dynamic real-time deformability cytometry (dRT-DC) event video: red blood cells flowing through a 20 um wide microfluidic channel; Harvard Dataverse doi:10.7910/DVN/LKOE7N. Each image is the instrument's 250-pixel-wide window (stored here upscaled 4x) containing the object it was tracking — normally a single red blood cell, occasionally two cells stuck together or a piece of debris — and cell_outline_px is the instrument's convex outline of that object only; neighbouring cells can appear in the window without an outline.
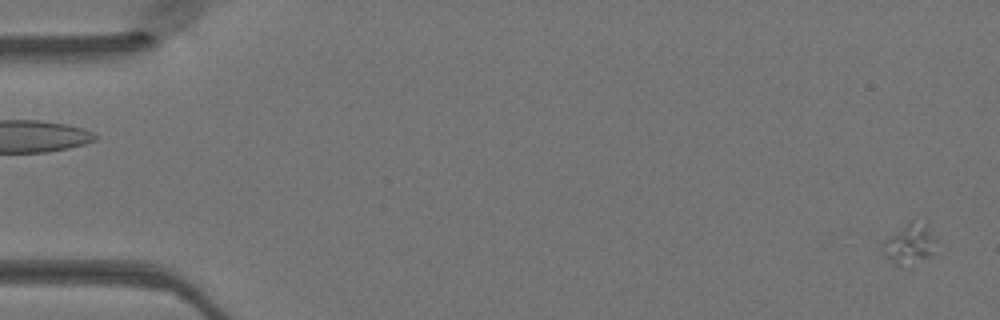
{"species": "Egyptian fruit bat (a non-hibernating species)", "species_latin": "Rousettus aegyptiacus", "temperature_condition": "warm", "stored_images_in_passage": 27, "camera_frame_rate_fps": 3000, "um_per_image_px": 0.085, "animal": {"sex": "female"}, "frame": {"image": 1, "passage_image": 1, "time_ms": 0.0, "image_size_px": [1000, 320], "cell_outline_px": [[940, 240], [932, 252], [900, 268], [888, 256], [884, 240], [908, 220], [912, 220], [924, 228]], "centroid_in_image_um": [77.34, 20.71], "position_along_channel_um": 7.7, "area_um2": 11.5}}
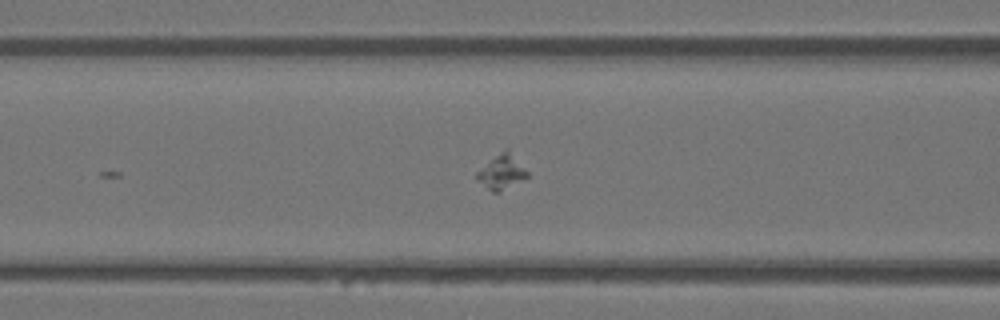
{"frame": {"image": 2, "passage_image": 20, "time_ms": 6.333, "image_size_px": [1000, 320], "cell_outline_px": [[528, 176], [500, 192], [492, 192], [476, 180], [472, 176], [476, 172], [504, 148], [508, 148], [528, 172]], "centroid_in_image_um": [42.6, 14.61], "position_along_channel_um": 124.0, "area_um2": 10.17}}
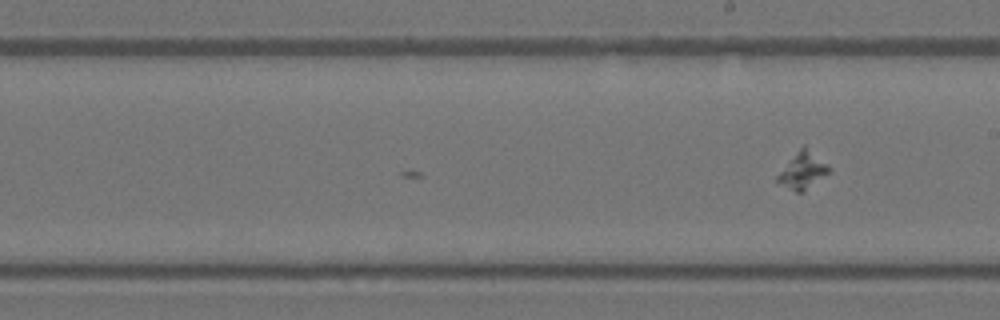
{"frame": {"image": 3, "passage_image": 27, "time_ms": 8.667, "image_size_px": [1000, 320], "cell_outline_px": [[832, 168], [828, 172], [800, 192], [796, 192], [776, 180], [776, 176], [800, 148], [804, 144], [828, 164]], "centroid_in_image_um": [68.24, 14.45], "position_along_channel_um": 220.8, "area_um2": 10.35}}